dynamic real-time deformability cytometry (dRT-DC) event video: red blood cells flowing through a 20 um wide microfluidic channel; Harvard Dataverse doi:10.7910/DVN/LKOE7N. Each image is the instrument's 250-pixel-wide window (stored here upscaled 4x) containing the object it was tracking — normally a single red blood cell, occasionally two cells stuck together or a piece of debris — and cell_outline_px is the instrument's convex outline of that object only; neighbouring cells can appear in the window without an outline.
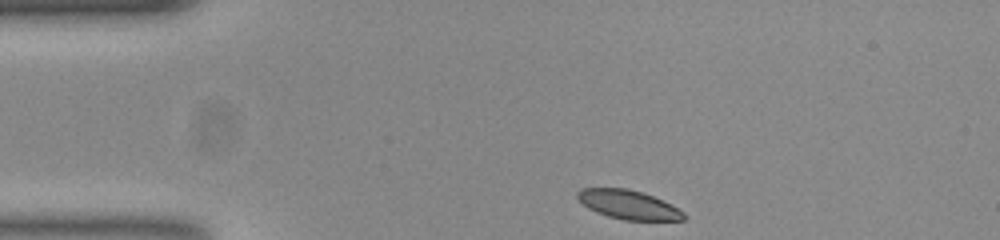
{"species": "common noctule bat (a hibernating species)", "species_latin": "Nyctalus noctula", "temperature_condition": "room temperature", "stored_images_in_passage": 37, "camera_frame_rate_fps": 3000, "um_per_image_px": 0.085, "animal": {"sex": "female", "body_mass_g": 23.0, "forearm_length_mm": 53.4}, "frame": {"image": 1, "passage_image": 1, "time_ms": 0.0, "image_size_px": [1000, 240], "cell_outline_px": [[688, 216], [684, 220], [624, 220], [608, 216], [596, 212], [588, 208], [576, 196], [576, 192], [580, 188], [628, 188], [644, 192], [684, 212]], "centroid_in_image_um": [53.4, 17.39], "position_along_channel_um": 31.6, "area_um2": 17.86}}
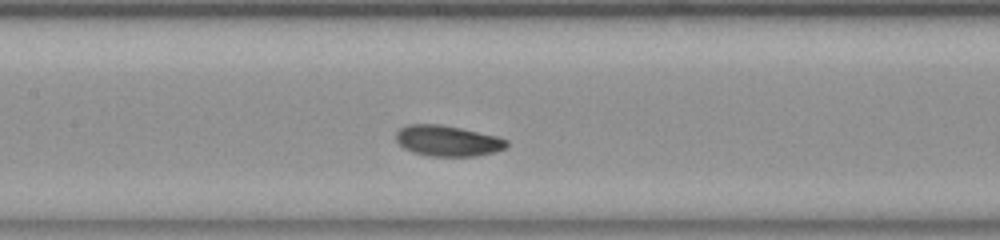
{"frame": {"image": 2, "passage_image": 16, "time_ms": 5.0, "image_size_px": [1000, 240], "cell_outline_px": [[508, 148], [476, 156], [428, 156], [412, 152], [404, 148], [396, 140], [396, 132], [400, 128], [408, 124], [440, 124], [460, 128], [496, 136], [508, 140]], "centroid_in_image_um": [38.04, 11.97], "position_along_channel_um": 169.4, "area_um2": 19.83}}
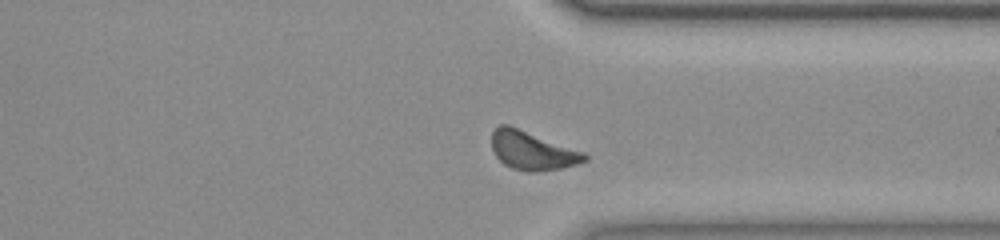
{"frame": {"image": 3, "passage_image": 32, "time_ms": 10.333, "image_size_px": [1000, 240], "cell_outline_px": [[588, 160], [576, 164], [560, 168], [536, 172], [528, 172], [512, 168], [504, 164], [496, 156], [492, 148], [492, 132], [500, 124], [508, 124], [584, 152], [588, 156]], "centroid_in_image_um": [45.23, 12.8], "position_along_channel_um": 366.2, "area_um2": 20.75}, "authors_computed_cell_mechanics": {"area_um2": 19.652, "velocity_mm_per_s": 3.7045, "shape_relaxation_time_tau1_ms": 1.4365, "shape_relaxation_time_tau2_ms": 3.5368, "deformation_change_tau1": 0.0826, "deformation_change_tau2": 0.0949}}